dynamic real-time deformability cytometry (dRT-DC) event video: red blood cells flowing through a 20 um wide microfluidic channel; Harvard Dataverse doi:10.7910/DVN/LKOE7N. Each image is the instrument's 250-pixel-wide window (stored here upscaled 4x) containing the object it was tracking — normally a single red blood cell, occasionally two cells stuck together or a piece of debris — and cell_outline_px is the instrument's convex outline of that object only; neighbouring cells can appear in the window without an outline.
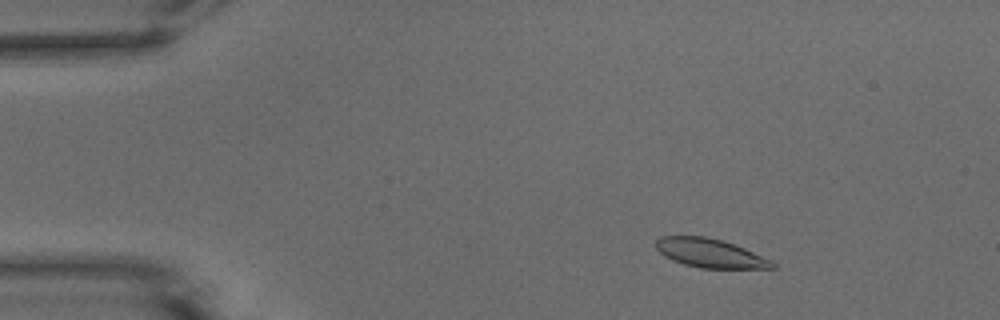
{"species": "common noctule bat (a hibernating species)", "species_latin": "Nyctalus noctula", "temperature_condition": "warm", "stored_images_in_passage": 12, "camera_frame_rate_fps": 3000, "um_per_image_px": 0.085, "animal": {"sex": "male", "body_mass_g": 15.6}, "frame": {"image": 1, "passage_image": 7, "time_ms": 2.0, "image_size_px": [1000, 320], "cell_outline_px": [[776, 268], [700, 268], [684, 264], [672, 260], [664, 256], [656, 248], [656, 240], [660, 236], [704, 236], [724, 240], [744, 248], [772, 260], [776, 264]], "centroid_in_image_um": [60.36, 21.51], "position_along_channel_um": 24.6, "area_um2": 19.59}}